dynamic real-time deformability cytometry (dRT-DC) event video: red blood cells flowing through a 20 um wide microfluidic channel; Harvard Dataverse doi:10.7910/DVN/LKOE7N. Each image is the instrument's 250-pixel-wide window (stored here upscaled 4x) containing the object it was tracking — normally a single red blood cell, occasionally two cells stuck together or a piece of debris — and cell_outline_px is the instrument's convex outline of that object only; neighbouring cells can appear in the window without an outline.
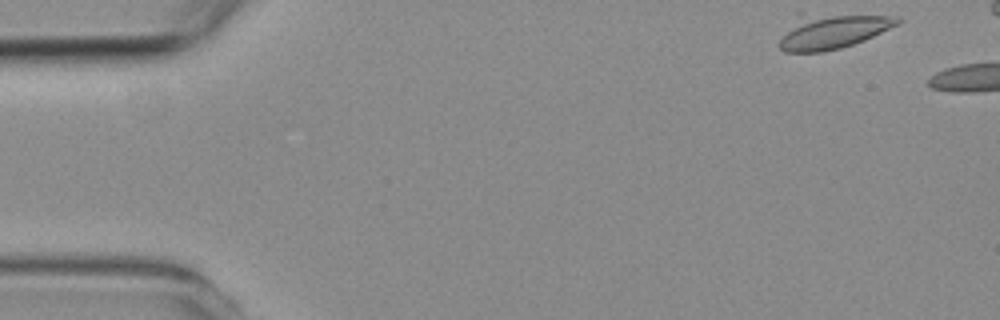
{"species": "common noctule bat (a hibernating species)", "species_latin": "Nyctalus noctula", "temperature_condition": "room temperature", "stored_images_in_passage": 2, "camera_frame_rate_fps": 3000, "um_per_image_px": 0.085, "animal": {"sex": "female", "body_mass_g": 19.3, "forearm_length_mm": 54.1}, "frame": {"image": 1, "passage_image": 1, "time_ms": 0.0, "image_size_px": [1000, 320], "cell_outline_px": [[904, 20], [900, 24], [864, 40], [840, 48], [820, 52], [784, 52], [780, 48], [780, 40], [788, 32], [804, 20], [832, 16], [900, 16]], "centroid_in_image_um": [70.97, 2.75], "position_along_channel_um": 14.0, "area_um2": 21.68}}